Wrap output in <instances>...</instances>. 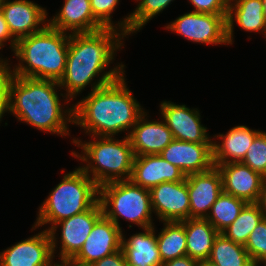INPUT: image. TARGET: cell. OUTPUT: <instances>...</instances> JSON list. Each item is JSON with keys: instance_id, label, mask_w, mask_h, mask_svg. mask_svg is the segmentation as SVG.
Returning <instances> with one entry per match:
<instances>
[{"instance_id": "obj_7", "label": "cell", "mask_w": 266, "mask_h": 266, "mask_svg": "<svg viewBox=\"0 0 266 266\" xmlns=\"http://www.w3.org/2000/svg\"><path fill=\"white\" fill-rule=\"evenodd\" d=\"M99 202L103 215L122 231L124 230L119 219L130 223L129 228L134 224L140 230L155 225L149 190L134 184L131 180L115 181L100 186Z\"/></svg>"}, {"instance_id": "obj_1", "label": "cell", "mask_w": 266, "mask_h": 266, "mask_svg": "<svg viewBox=\"0 0 266 266\" xmlns=\"http://www.w3.org/2000/svg\"><path fill=\"white\" fill-rule=\"evenodd\" d=\"M126 38L123 33L112 28L70 34L66 68L59 86L72 102L85 88L91 87V92L114 82L126 72L123 62L114 63ZM111 63L115 65L109 67Z\"/></svg>"}, {"instance_id": "obj_22", "label": "cell", "mask_w": 266, "mask_h": 266, "mask_svg": "<svg viewBox=\"0 0 266 266\" xmlns=\"http://www.w3.org/2000/svg\"><path fill=\"white\" fill-rule=\"evenodd\" d=\"M226 24L229 45H233L235 41L234 26L236 24L244 32L259 33L266 39V21L262 0H229Z\"/></svg>"}, {"instance_id": "obj_9", "label": "cell", "mask_w": 266, "mask_h": 266, "mask_svg": "<svg viewBox=\"0 0 266 266\" xmlns=\"http://www.w3.org/2000/svg\"><path fill=\"white\" fill-rule=\"evenodd\" d=\"M227 14L186 12L170 21L164 29L192 43L206 45H229L227 40Z\"/></svg>"}, {"instance_id": "obj_33", "label": "cell", "mask_w": 266, "mask_h": 266, "mask_svg": "<svg viewBox=\"0 0 266 266\" xmlns=\"http://www.w3.org/2000/svg\"><path fill=\"white\" fill-rule=\"evenodd\" d=\"M13 73L8 59H0V123L9 114L10 84Z\"/></svg>"}, {"instance_id": "obj_39", "label": "cell", "mask_w": 266, "mask_h": 266, "mask_svg": "<svg viewBox=\"0 0 266 266\" xmlns=\"http://www.w3.org/2000/svg\"><path fill=\"white\" fill-rule=\"evenodd\" d=\"M53 266H83V265L76 264L72 260H59L54 262Z\"/></svg>"}, {"instance_id": "obj_29", "label": "cell", "mask_w": 266, "mask_h": 266, "mask_svg": "<svg viewBox=\"0 0 266 266\" xmlns=\"http://www.w3.org/2000/svg\"><path fill=\"white\" fill-rule=\"evenodd\" d=\"M120 0H90L94 18L104 27L117 29L127 38L130 35L131 14L123 16L119 21H113V13L120 4Z\"/></svg>"}, {"instance_id": "obj_4", "label": "cell", "mask_w": 266, "mask_h": 266, "mask_svg": "<svg viewBox=\"0 0 266 266\" xmlns=\"http://www.w3.org/2000/svg\"><path fill=\"white\" fill-rule=\"evenodd\" d=\"M70 33L47 25L40 32L17 41L13 52L17 63L8 59L14 76L60 81L63 77L68 54Z\"/></svg>"}, {"instance_id": "obj_18", "label": "cell", "mask_w": 266, "mask_h": 266, "mask_svg": "<svg viewBox=\"0 0 266 266\" xmlns=\"http://www.w3.org/2000/svg\"><path fill=\"white\" fill-rule=\"evenodd\" d=\"M148 115L146 110L128 135L135 156L160 154L174 139L162 117L150 120Z\"/></svg>"}, {"instance_id": "obj_43", "label": "cell", "mask_w": 266, "mask_h": 266, "mask_svg": "<svg viewBox=\"0 0 266 266\" xmlns=\"http://www.w3.org/2000/svg\"><path fill=\"white\" fill-rule=\"evenodd\" d=\"M5 0H0V9H1V6L3 5Z\"/></svg>"}, {"instance_id": "obj_3", "label": "cell", "mask_w": 266, "mask_h": 266, "mask_svg": "<svg viewBox=\"0 0 266 266\" xmlns=\"http://www.w3.org/2000/svg\"><path fill=\"white\" fill-rule=\"evenodd\" d=\"M126 77L124 73L73 103V124L83 129V135L118 136L122 132L129 135L146 110L129 90Z\"/></svg>"}, {"instance_id": "obj_11", "label": "cell", "mask_w": 266, "mask_h": 266, "mask_svg": "<svg viewBox=\"0 0 266 266\" xmlns=\"http://www.w3.org/2000/svg\"><path fill=\"white\" fill-rule=\"evenodd\" d=\"M159 107L160 117L166 122L174 139L194 143L212 142L208 128L201 123L202 116L198 108L171 100L160 102Z\"/></svg>"}, {"instance_id": "obj_20", "label": "cell", "mask_w": 266, "mask_h": 266, "mask_svg": "<svg viewBox=\"0 0 266 266\" xmlns=\"http://www.w3.org/2000/svg\"><path fill=\"white\" fill-rule=\"evenodd\" d=\"M48 25L67 33H92L104 29L94 18L90 0H64Z\"/></svg>"}, {"instance_id": "obj_30", "label": "cell", "mask_w": 266, "mask_h": 266, "mask_svg": "<svg viewBox=\"0 0 266 266\" xmlns=\"http://www.w3.org/2000/svg\"><path fill=\"white\" fill-rule=\"evenodd\" d=\"M137 6L131 14L130 36L137 34L153 18L169 8L175 0H135Z\"/></svg>"}, {"instance_id": "obj_36", "label": "cell", "mask_w": 266, "mask_h": 266, "mask_svg": "<svg viewBox=\"0 0 266 266\" xmlns=\"http://www.w3.org/2000/svg\"><path fill=\"white\" fill-rule=\"evenodd\" d=\"M90 266H128L122 249L112 255L103 257L99 261L94 262Z\"/></svg>"}, {"instance_id": "obj_16", "label": "cell", "mask_w": 266, "mask_h": 266, "mask_svg": "<svg viewBox=\"0 0 266 266\" xmlns=\"http://www.w3.org/2000/svg\"><path fill=\"white\" fill-rule=\"evenodd\" d=\"M190 218L206 219L212 205L223 192L222 177L216 166L202 173L186 175Z\"/></svg>"}, {"instance_id": "obj_32", "label": "cell", "mask_w": 266, "mask_h": 266, "mask_svg": "<svg viewBox=\"0 0 266 266\" xmlns=\"http://www.w3.org/2000/svg\"><path fill=\"white\" fill-rule=\"evenodd\" d=\"M244 247L255 265L266 256V218H263L250 233Z\"/></svg>"}, {"instance_id": "obj_23", "label": "cell", "mask_w": 266, "mask_h": 266, "mask_svg": "<svg viewBox=\"0 0 266 266\" xmlns=\"http://www.w3.org/2000/svg\"><path fill=\"white\" fill-rule=\"evenodd\" d=\"M131 236L122 233V246L128 266H162L156 240L155 225L141 229Z\"/></svg>"}, {"instance_id": "obj_24", "label": "cell", "mask_w": 266, "mask_h": 266, "mask_svg": "<svg viewBox=\"0 0 266 266\" xmlns=\"http://www.w3.org/2000/svg\"><path fill=\"white\" fill-rule=\"evenodd\" d=\"M181 223L185 226L187 256L199 262L208 260L219 232L203 218H189Z\"/></svg>"}, {"instance_id": "obj_26", "label": "cell", "mask_w": 266, "mask_h": 266, "mask_svg": "<svg viewBox=\"0 0 266 266\" xmlns=\"http://www.w3.org/2000/svg\"><path fill=\"white\" fill-rule=\"evenodd\" d=\"M208 260L218 266H255L244 245L219 233L213 242Z\"/></svg>"}, {"instance_id": "obj_25", "label": "cell", "mask_w": 266, "mask_h": 266, "mask_svg": "<svg viewBox=\"0 0 266 266\" xmlns=\"http://www.w3.org/2000/svg\"><path fill=\"white\" fill-rule=\"evenodd\" d=\"M156 240L162 263L187 255L185 226L181 222H162Z\"/></svg>"}, {"instance_id": "obj_19", "label": "cell", "mask_w": 266, "mask_h": 266, "mask_svg": "<svg viewBox=\"0 0 266 266\" xmlns=\"http://www.w3.org/2000/svg\"><path fill=\"white\" fill-rule=\"evenodd\" d=\"M186 179V175L176 166L167 162L160 156L139 155L135 156L130 180L145 189L163 182H179Z\"/></svg>"}, {"instance_id": "obj_21", "label": "cell", "mask_w": 266, "mask_h": 266, "mask_svg": "<svg viewBox=\"0 0 266 266\" xmlns=\"http://www.w3.org/2000/svg\"><path fill=\"white\" fill-rule=\"evenodd\" d=\"M261 130L252 129L246 125H236L225 134L217 133L212 137L213 163L241 162L255 136ZM217 139V140H215Z\"/></svg>"}, {"instance_id": "obj_28", "label": "cell", "mask_w": 266, "mask_h": 266, "mask_svg": "<svg viewBox=\"0 0 266 266\" xmlns=\"http://www.w3.org/2000/svg\"><path fill=\"white\" fill-rule=\"evenodd\" d=\"M246 201L224 192L216 199L206 219L221 233L238 217Z\"/></svg>"}, {"instance_id": "obj_31", "label": "cell", "mask_w": 266, "mask_h": 266, "mask_svg": "<svg viewBox=\"0 0 266 266\" xmlns=\"http://www.w3.org/2000/svg\"><path fill=\"white\" fill-rule=\"evenodd\" d=\"M241 163L266 178V131L261 130L255 136Z\"/></svg>"}, {"instance_id": "obj_10", "label": "cell", "mask_w": 266, "mask_h": 266, "mask_svg": "<svg viewBox=\"0 0 266 266\" xmlns=\"http://www.w3.org/2000/svg\"><path fill=\"white\" fill-rule=\"evenodd\" d=\"M37 234L16 242L0 252V266H53L54 255L49 232L32 225Z\"/></svg>"}, {"instance_id": "obj_38", "label": "cell", "mask_w": 266, "mask_h": 266, "mask_svg": "<svg viewBox=\"0 0 266 266\" xmlns=\"http://www.w3.org/2000/svg\"><path fill=\"white\" fill-rule=\"evenodd\" d=\"M257 203L259 204L261 208L264 218H266V178L263 181L262 188H261V194H260V197Z\"/></svg>"}, {"instance_id": "obj_2", "label": "cell", "mask_w": 266, "mask_h": 266, "mask_svg": "<svg viewBox=\"0 0 266 266\" xmlns=\"http://www.w3.org/2000/svg\"><path fill=\"white\" fill-rule=\"evenodd\" d=\"M71 102L58 81L19 76L12 78L9 114L37 130L64 138L70 136L68 124L73 126L74 106Z\"/></svg>"}, {"instance_id": "obj_15", "label": "cell", "mask_w": 266, "mask_h": 266, "mask_svg": "<svg viewBox=\"0 0 266 266\" xmlns=\"http://www.w3.org/2000/svg\"><path fill=\"white\" fill-rule=\"evenodd\" d=\"M160 156L185 175L206 172L214 166L212 142L194 143L173 139Z\"/></svg>"}, {"instance_id": "obj_40", "label": "cell", "mask_w": 266, "mask_h": 266, "mask_svg": "<svg viewBox=\"0 0 266 266\" xmlns=\"http://www.w3.org/2000/svg\"><path fill=\"white\" fill-rule=\"evenodd\" d=\"M199 266H218L209 260L200 261Z\"/></svg>"}, {"instance_id": "obj_37", "label": "cell", "mask_w": 266, "mask_h": 266, "mask_svg": "<svg viewBox=\"0 0 266 266\" xmlns=\"http://www.w3.org/2000/svg\"><path fill=\"white\" fill-rule=\"evenodd\" d=\"M199 261L190 258L189 256H183L175 258L173 260L163 263L162 266H199Z\"/></svg>"}, {"instance_id": "obj_17", "label": "cell", "mask_w": 266, "mask_h": 266, "mask_svg": "<svg viewBox=\"0 0 266 266\" xmlns=\"http://www.w3.org/2000/svg\"><path fill=\"white\" fill-rule=\"evenodd\" d=\"M222 177L223 192L247 203H257L264 181L259 173L241 162L214 165Z\"/></svg>"}, {"instance_id": "obj_8", "label": "cell", "mask_w": 266, "mask_h": 266, "mask_svg": "<svg viewBox=\"0 0 266 266\" xmlns=\"http://www.w3.org/2000/svg\"><path fill=\"white\" fill-rule=\"evenodd\" d=\"M102 216L103 209L101 203L98 201L89 210L78 213L54 224L48 230L54 258L58 257L55 258L58 260H72L82 249L84 242L92 231L95 223ZM58 229L60 237L59 233H57Z\"/></svg>"}, {"instance_id": "obj_6", "label": "cell", "mask_w": 266, "mask_h": 266, "mask_svg": "<svg viewBox=\"0 0 266 266\" xmlns=\"http://www.w3.org/2000/svg\"><path fill=\"white\" fill-rule=\"evenodd\" d=\"M63 178L40 204L34 225L49 230L54 224L85 212L99 201V186L78 166L60 171ZM51 225V226H50Z\"/></svg>"}, {"instance_id": "obj_14", "label": "cell", "mask_w": 266, "mask_h": 266, "mask_svg": "<svg viewBox=\"0 0 266 266\" xmlns=\"http://www.w3.org/2000/svg\"><path fill=\"white\" fill-rule=\"evenodd\" d=\"M47 8L31 0H5L1 6L12 37L21 38L40 32L48 25Z\"/></svg>"}, {"instance_id": "obj_42", "label": "cell", "mask_w": 266, "mask_h": 266, "mask_svg": "<svg viewBox=\"0 0 266 266\" xmlns=\"http://www.w3.org/2000/svg\"><path fill=\"white\" fill-rule=\"evenodd\" d=\"M262 5H263V14H264L265 21H266V0H262Z\"/></svg>"}, {"instance_id": "obj_34", "label": "cell", "mask_w": 266, "mask_h": 266, "mask_svg": "<svg viewBox=\"0 0 266 266\" xmlns=\"http://www.w3.org/2000/svg\"><path fill=\"white\" fill-rule=\"evenodd\" d=\"M191 11L207 14H228L229 0H188Z\"/></svg>"}, {"instance_id": "obj_5", "label": "cell", "mask_w": 266, "mask_h": 266, "mask_svg": "<svg viewBox=\"0 0 266 266\" xmlns=\"http://www.w3.org/2000/svg\"><path fill=\"white\" fill-rule=\"evenodd\" d=\"M83 141L73 137L71 143L81 152L71 151L80 168L100 187L103 184L130 180L135 154L128 136H89ZM122 138V139H121Z\"/></svg>"}, {"instance_id": "obj_12", "label": "cell", "mask_w": 266, "mask_h": 266, "mask_svg": "<svg viewBox=\"0 0 266 266\" xmlns=\"http://www.w3.org/2000/svg\"><path fill=\"white\" fill-rule=\"evenodd\" d=\"M149 192L151 207L155 219L159 222H181L190 218L186 179L179 182H163L151 188Z\"/></svg>"}, {"instance_id": "obj_13", "label": "cell", "mask_w": 266, "mask_h": 266, "mask_svg": "<svg viewBox=\"0 0 266 266\" xmlns=\"http://www.w3.org/2000/svg\"><path fill=\"white\" fill-rule=\"evenodd\" d=\"M123 231L104 215L95 223L82 249L72 259L76 264L90 266L103 257L119 251Z\"/></svg>"}, {"instance_id": "obj_27", "label": "cell", "mask_w": 266, "mask_h": 266, "mask_svg": "<svg viewBox=\"0 0 266 266\" xmlns=\"http://www.w3.org/2000/svg\"><path fill=\"white\" fill-rule=\"evenodd\" d=\"M263 218L264 215L258 203H247L233 223L221 233L235 243L245 246L250 233Z\"/></svg>"}, {"instance_id": "obj_41", "label": "cell", "mask_w": 266, "mask_h": 266, "mask_svg": "<svg viewBox=\"0 0 266 266\" xmlns=\"http://www.w3.org/2000/svg\"><path fill=\"white\" fill-rule=\"evenodd\" d=\"M255 266H266V256H264Z\"/></svg>"}, {"instance_id": "obj_35", "label": "cell", "mask_w": 266, "mask_h": 266, "mask_svg": "<svg viewBox=\"0 0 266 266\" xmlns=\"http://www.w3.org/2000/svg\"><path fill=\"white\" fill-rule=\"evenodd\" d=\"M8 42L11 52H14L17 41L12 37L7 22L5 21L2 10L0 9V50H3L4 46H7Z\"/></svg>"}]
</instances>
